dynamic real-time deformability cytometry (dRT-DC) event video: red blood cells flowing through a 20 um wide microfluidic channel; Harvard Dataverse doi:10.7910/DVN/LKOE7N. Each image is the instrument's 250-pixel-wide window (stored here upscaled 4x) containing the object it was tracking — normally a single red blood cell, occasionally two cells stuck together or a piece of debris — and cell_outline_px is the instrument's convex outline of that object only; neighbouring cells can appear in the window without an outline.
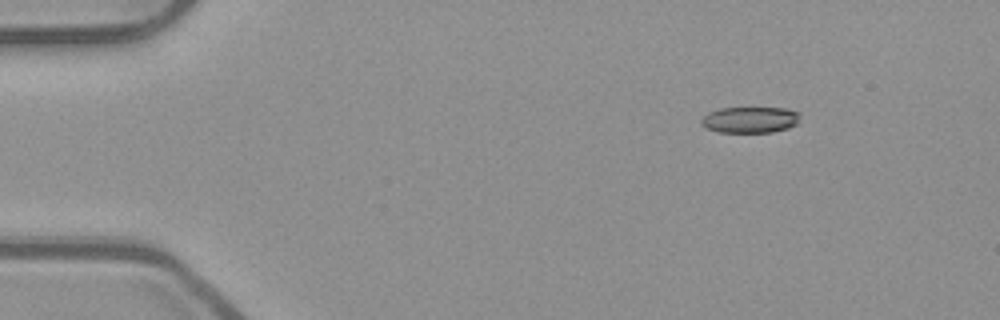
{"species": "common noctule bat (a hibernating species)", "species_latin": "Nyctalus noctula", "temperature_condition": "room temperature", "stored_images_in_passage": 47, "camera_frame_rate_fps": 3000, "um_per_image_px": 0.085, "animal": {"sex": "male", "body_mass_g": 23.1, "forearm_length_mm": 52.7}, "frame": {"image": 1, "passage_image": 1, "time_ms": 0.0, "image_size_px": [1000, 320], "cell_outline_px": [[800, 112], [796, 124], [788, 128], [772, 132], [720, 132], [704, 128], [700, 124], [700, 120], [708, 112], [720, 108], [784, 108]], "centroid_in_image_um": [63.72, 10.18], "position_along_channel_um": 21.3, "area_um2": 15.09}}
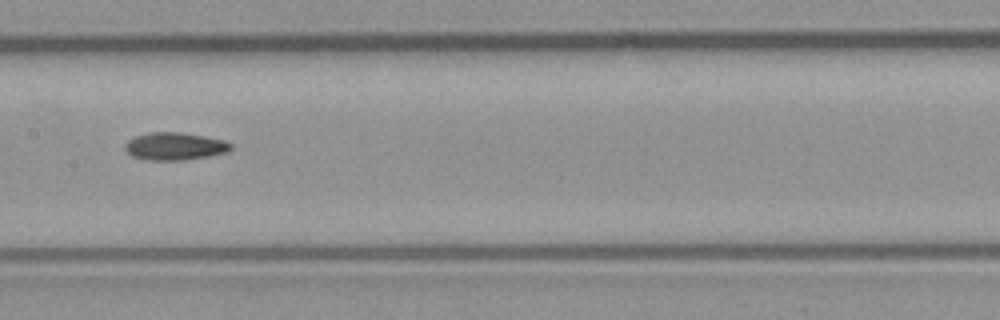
{"frame": {"image": 2, "passage_image": 21, "time_ms": 6.667, "image_size_px": [1000, 320], "cell_outline_px": [[232, 148], [228, 152], [208, 156], [184, 160], [148, 160], [132, 156], [124, 148], [128, 140], [136, 136], [152, 132], [180, 132], [204, 136], [224, 140], [232, 144]], "centroid_in_image_um": [14.88, 12.43], "position_along_channel_um": 192.5, "area_um2": 16.94}}
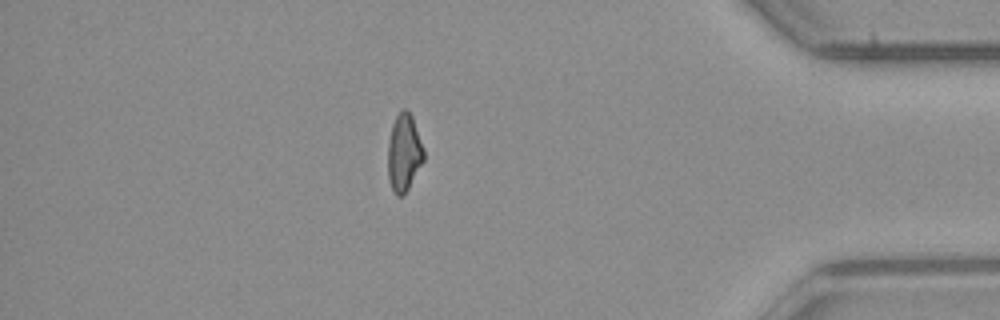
{"frame": {"image": 3, "passage_image": 40, "time_ms": 13.0, "image_size_px": [1000, 320], "cell_outline_px": [[424, 160], [408, 188], [400, 196], [396, 196], [392, 192], [388, 180], [388, 144], [392, 124], [400, 108], [408, 108], [412, 116], [424, 152]], "centroid_in_image_um": [34.31, 12.96], "position_along_channel_um": 400.9, "area_um2": 16.18}}